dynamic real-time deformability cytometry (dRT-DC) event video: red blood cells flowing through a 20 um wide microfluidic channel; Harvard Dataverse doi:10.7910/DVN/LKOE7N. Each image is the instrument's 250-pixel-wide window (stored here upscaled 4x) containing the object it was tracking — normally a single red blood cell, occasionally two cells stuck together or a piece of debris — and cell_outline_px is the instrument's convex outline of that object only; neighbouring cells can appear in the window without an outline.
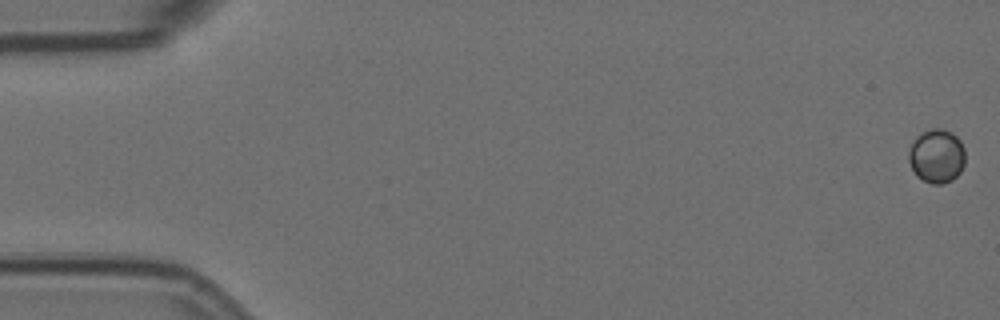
{"species": "Egyptian fruit bat (a non-hibernating species)", "species_latin": "Rousettus aegyptiacus", "temperature_condition": "room temperature", "stored_images_in_passage": 5, "camera_frame_rate_fps": 3000, "um_per_image_px": 0.085, "animal": {"sex": "female"}, "frame": {"image": 1, "passage_image": 1, "time_ms": 0.0, "image_size_px": [1000, 320], "cell_outline_px": [[964, 164], [960, 172], [952, 180], [944, 184], [932, 184], [916, 176], [908, 160], [908, 152], [916, 136], [932, 128], [940, 128], [956, 136], [960, 140], [964, 148]], "centroid_in_image_um": [79.61, 13.28], "position_along_channel_um": 5.4, "area_um2": 17.63}}
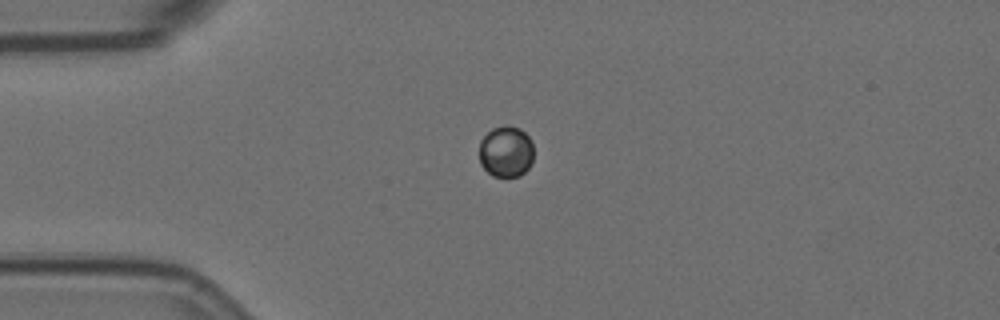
{"frame": {"image": 2, "passage_image": 5, "time_ms": 1.333, "image_size_px": [1000, 320], "cell_outline_px": [[532, 160], [528, 168], [520, 176], [492, 176], [480, 164], [480, 140], [492, 128], [504, 124], [508, 124], [520, 128], [532, 140]], "centroid_in_image_um": [43.0, 12.86], "position_along_channel_um": 42.0, "area_um2": 16.36}}